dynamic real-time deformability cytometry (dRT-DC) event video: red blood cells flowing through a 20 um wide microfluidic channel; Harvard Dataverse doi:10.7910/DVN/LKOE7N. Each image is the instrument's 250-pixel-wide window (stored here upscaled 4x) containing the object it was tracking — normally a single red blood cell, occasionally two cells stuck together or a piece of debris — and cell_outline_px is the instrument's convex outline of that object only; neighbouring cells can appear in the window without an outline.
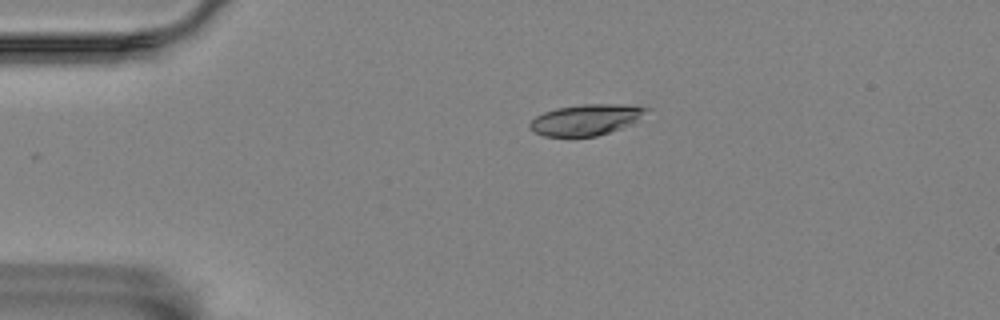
{"species": "Egyptian fruit bat (a non-hibernating species)", "species_latin": "Rousettus aegyptiacus", "temperature_condition": "room temperature", "stored_images_in_passage": 3, "camera_frame_rate_fps": 3000, "um_per_image_px": 0.085, "animal": {"sex": "female"}, "frame": {"image": 1, "passage_image": 1, "time_ms": 0.0, "image_size_px": [1000, 320], "cell_outline_px": [[652, 108], [632, 124], [596, 136], [544, 136], [536, 132], [528, 124], [536, 116], [544, 112], [556, 108], [584, 104], [616, 104]], "centroid_in_image_um": [49.82, 10.17], "position_along_channel_um": 35.2, "area_um2": 20.69}}
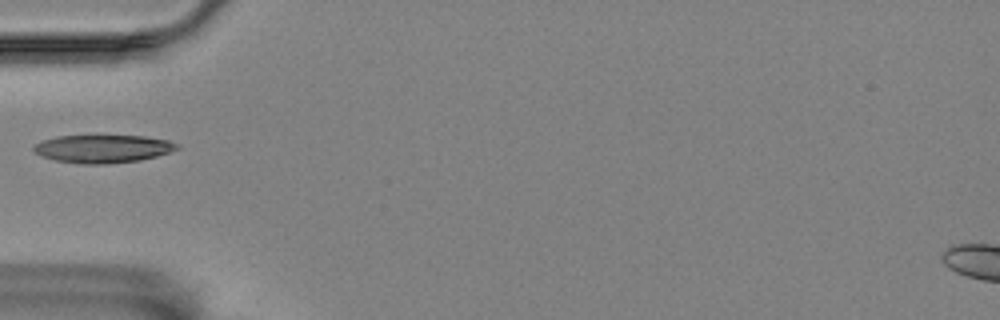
{"frame": {"image": 2, "passage_image": 3, "time_ms": 2.333, "image_size_px": [1000, 320], "cell_outline_px": [[180, 148], [156, 156], [140, 160], [104, 164], [84, 164], [56, 160], [40, 156], [32, 148], [36, 144], [44, 140], [56, 136], [144, 136], [168, 140], [180, 144]], "centroid_in_image_um": [8.76, 12.64], "position_along_channel_um": 76.2, "area_um2": 23.18}}